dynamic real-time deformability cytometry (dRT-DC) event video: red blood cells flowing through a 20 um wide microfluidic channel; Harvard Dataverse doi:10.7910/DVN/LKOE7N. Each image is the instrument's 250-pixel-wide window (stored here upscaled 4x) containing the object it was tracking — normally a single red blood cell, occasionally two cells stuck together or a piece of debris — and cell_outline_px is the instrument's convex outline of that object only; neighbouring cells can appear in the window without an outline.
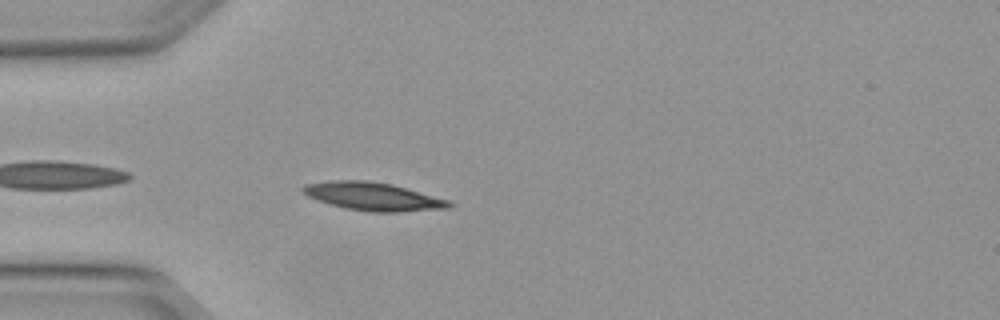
{"species": "Egyptian fruit bat (a non-hibernating species)", "species_latin": "Rousettus aegyptiacus", "temperature_condition": "warm", "stored_images_in_passage": 32, "camera_frame_rate_fps": 3000, "um_per_image_px": 0.085, "animal": {"sex": "female"}, "frame": {"image": 1, "passage_image": 2, "time_ms": 0.333, "image_size_px": [1000, 320], "cell_outline_px": [[456, 204], [452, 208], [400, 212], [372, 212], [344, 208], [308, 196], [300, 188], [304, 184], [332, 180], [368, 180], [392, 184], [448, 200]], "centroid_in_image_um": [31.75, 16.7], "position_along_channel_um": 53.2, "area_um2": 23.93}}
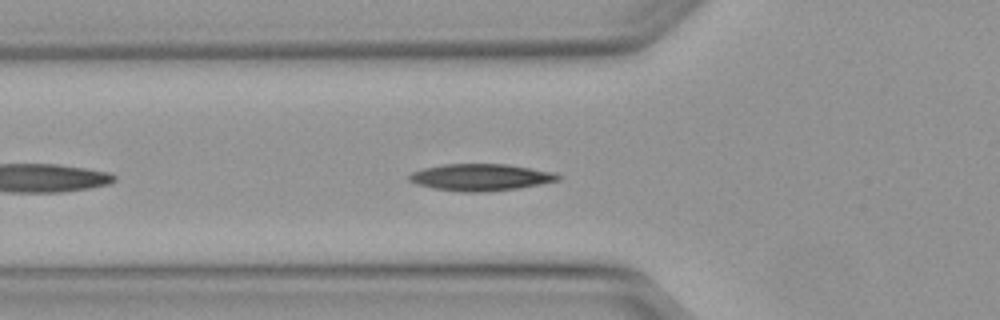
{"frame": {"image": 2, "passage_image": 5, "time_ms": 1.333, "image_size_px": [1000, 320], "cell_outline_px": [[560, 180], [540, 184], [516, 188], [484, 192], [460, 192], [432, 188], [416, 184], [408, 180], [408, 176], [412, 172], [424, 168], [444, 164], [508, 164], [556, 172], [560, 176]], "centroid_in_image_um": [40.85, 15.07], "position_along_channel_um": 85.0, "area_um2": 23.35}}
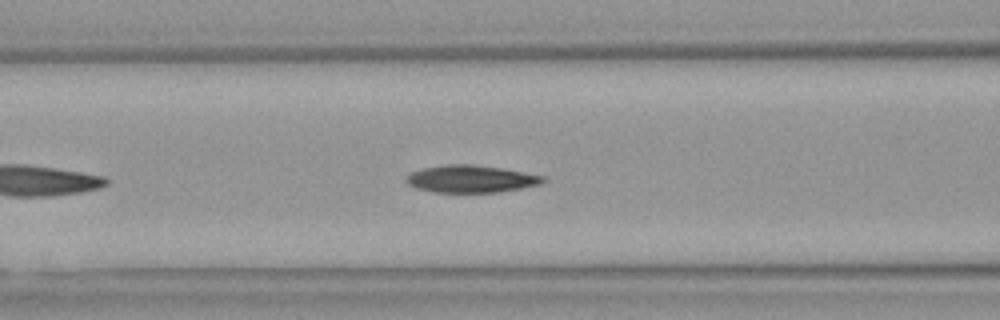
{"frame": {"image": 3, "passage_image": 8, "time_ms": 2.333, "image_size_px": [1000, 320], "cell_outline_px": [[548, 180], [540, 184], [500, 192], [432, 192], [416, 188], [408, 184], [404, 180], [404, 176], [420, 168], [448, 164], [472, 164], [500, 168], [524, 172], [544, 176]], "centroid_in_image_um": [39.99, 15.2], "position_along_channel_um": 126.6, "area_um2": 21.91}, "authors_computed_cell_mechanics": {"area_um2": 21.7039, "velocity_mm_per_s": 4.1058, "shape_relaxation_time_tau1_ms": null, "shape_relaxation_time_tau2_ms": 5.3891, "deformation_change_tau1": null, "deformation_change_tau2": 0.1059}}